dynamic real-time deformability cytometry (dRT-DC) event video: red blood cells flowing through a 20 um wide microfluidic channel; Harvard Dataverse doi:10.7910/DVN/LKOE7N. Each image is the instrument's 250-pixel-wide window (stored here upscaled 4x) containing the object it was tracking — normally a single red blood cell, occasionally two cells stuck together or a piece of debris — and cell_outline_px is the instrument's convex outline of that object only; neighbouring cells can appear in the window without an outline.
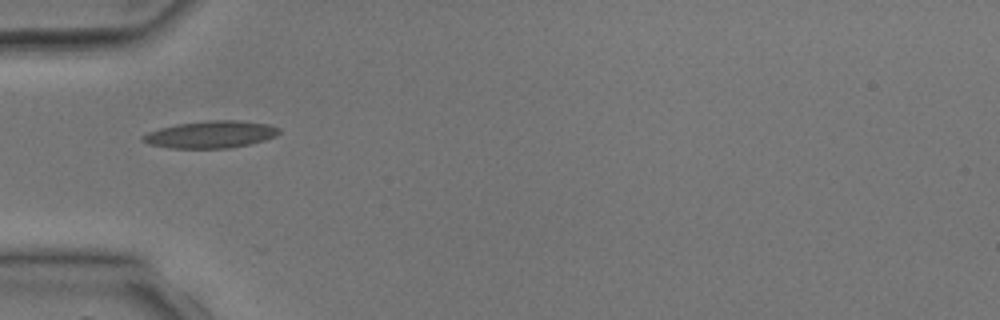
{"species": "common noctule bat (a hibernating species)", "species_latin": "Nyctalus noctula", "temperature_condition": "room temperature", "stored_images_in_passage": 5, "camera_frame_rate_fps": 3000, "um_per_image_px": 0.085, "animal": {"sex": "male", "body_mass_g": 17.9, "forearm_length_mm": 54.2}, "frame": {"image": 1, "passage_image": 4, "time_ms": 4.333, "image_size_px": [1000, 320], "cell_outline_px": [[280, 132], [276, 136], [264, 140], [248, 144], [228, 148], [168, 148], [148, 144], [140, 140], [140, 136], [148, 132], [160, 128], [176, 124], [208, 120], [236, 120], [268, 124], [280, 128]], "centroid_in_image_um": [17.87, 11.43], "position_along_channel_um": 67.1, "area_um2": 21.62}}